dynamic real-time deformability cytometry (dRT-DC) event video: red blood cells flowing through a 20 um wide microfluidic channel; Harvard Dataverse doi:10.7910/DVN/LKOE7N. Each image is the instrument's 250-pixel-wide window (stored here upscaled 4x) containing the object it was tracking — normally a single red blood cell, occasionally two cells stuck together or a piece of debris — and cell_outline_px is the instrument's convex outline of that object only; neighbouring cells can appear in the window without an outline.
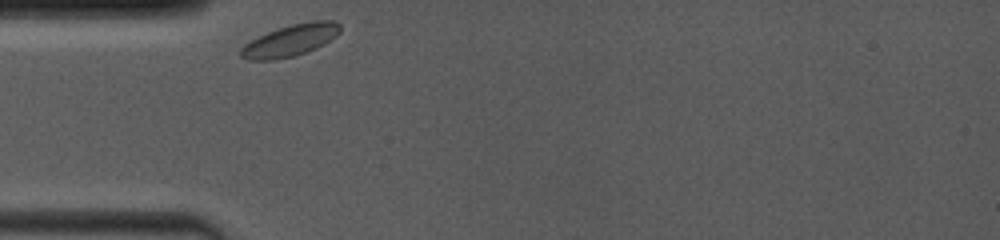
{"species": "common noctule bat (a hibernating species)", "species_latin": "Nyctalus noctula", "temperature_condition": "room temperature", "stored_images_in_passage": 39, "camera_frame_rate_fps": 4000, "um_per_image_px": 0.085, "animal": {"sex": "female", "body_mass_g": 19.0, "forearm_length_mm": 53.3}, "frame": {"image": 1, "passage_image": 1, "time_ms": 0.0, "image_size_px": [1000, 240], "cell_outline_px": [[340, 32], [336, 36], [324, 44], [316, 48], [292, 56], [272, 60], [248, 60], [240, 56], [240, 48], [244, 44], [268, 32], [292, 24], [312, 20], [332, 20], [340, 24]], "centroid_in_image_um": [24.69, 3.43], "position_along_channel_um": 60.3, "area_um2": 18.15}}
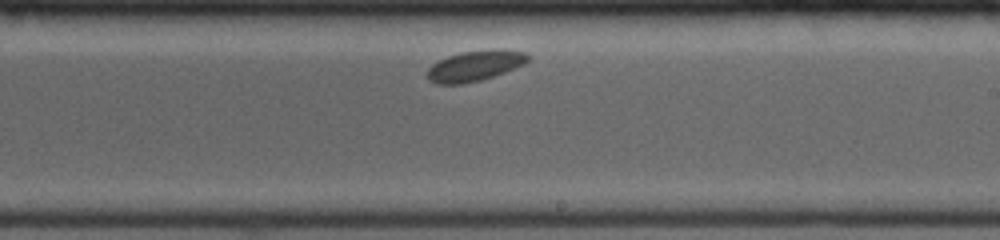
{"frame": {"image": 2, "passage_image": 21, "time_ms": 5.25, "image_size_px": [1000, 240], "cell_outline_px": [[532, 56], [524, 64], [504, 72], [480, 80], [460, 84], [436, 84], [428, 80], [428, 68], [432, 64], [448, 56], [460, 52], [524, 52]], "centroid_in_image_um": [40.29, 5.64], "position_along_channel_um": 248.7, "area_um2": 16.94}}
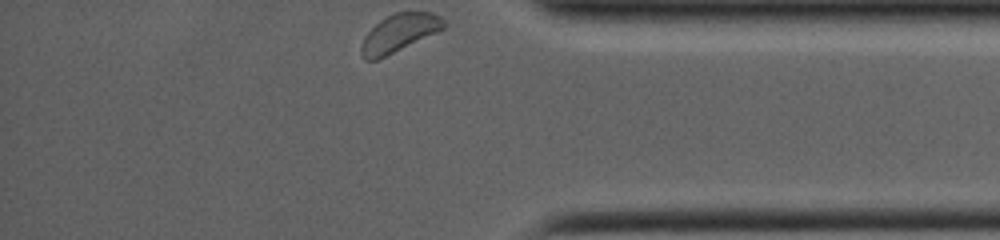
{"frame": {"image": 3, "passage_image": 38, "time_ms": 9.5, "image_size_px": [1000, 240], "cell_outline_px": [[444, 28], [440, 32], [376, 60], [364, 60], [360, 52], [360, 48], [364, 36], [380, 20], [396, 12], [432, 12], [440, 16], [444, 20]], "centroid_in_image_um": [33.94, 2.81], "position_along_channel_um": 401.3, "area_um2": 18.21}, "authors_computed_cell_mechanics": {"area_um2": 17.8602, "velocity_mm_per_s": 3.6604, "shape_relaxation_time_tau1_ms": null, "shape_relaxation_time_tau2_ms": 1.5809, "deformation_change_tau1": null, "deformation_change_tau2": 0.0305}}